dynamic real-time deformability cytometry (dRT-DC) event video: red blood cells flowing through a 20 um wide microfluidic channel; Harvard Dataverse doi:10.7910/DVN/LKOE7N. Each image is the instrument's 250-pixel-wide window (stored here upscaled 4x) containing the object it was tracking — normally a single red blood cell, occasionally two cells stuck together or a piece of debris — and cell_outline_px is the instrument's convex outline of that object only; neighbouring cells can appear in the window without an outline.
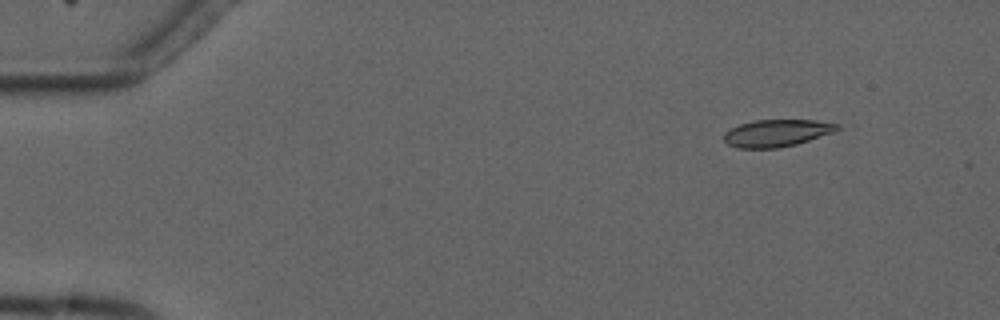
{"species": "common noctule bat (a hibernating species)", "species_latin": "Nyctalus noctula", "temperature_condition": "cold", "stored_images_in_passage": 6, "camera_frame_rate_fps": 3000, "um_per_image_px": 0.085, "animal": {"sex": "male", "forearm_length_mm": 52.5}, "frame": {"image": 1, "passage_image": 2, "time_ms": 1.333, "image_size_px": [1000, 320], "cell_outline_px": [[840, 128], [832, 132], [796, 144], [776, 148], [740, 148], [728, 144], [724, 140], [724, 132], [740, 124], [756, 120], [812, 120], [840, 124]], "centroid_in_image_um": [66.01, 11.3], "position_along_channel_um": 19.0, "area_um2": 17.63}}